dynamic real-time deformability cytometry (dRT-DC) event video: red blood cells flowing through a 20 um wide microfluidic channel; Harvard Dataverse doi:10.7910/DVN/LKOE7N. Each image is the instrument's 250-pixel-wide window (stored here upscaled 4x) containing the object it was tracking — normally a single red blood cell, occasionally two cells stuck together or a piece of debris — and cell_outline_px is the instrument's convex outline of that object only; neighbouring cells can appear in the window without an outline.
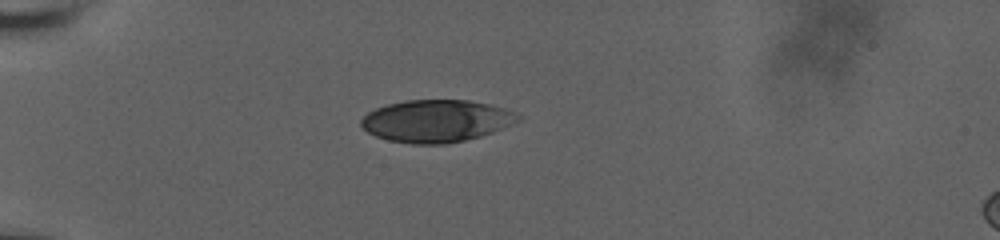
{"species": "human", "species_latin": "Homo sapiens", "temperature_condition": "room temperature", "stored_images_in_passage": 11, "camera_frame_rate_fps": 3000, "um_per_image_px": 0.085, "donor": {"sex": "male"}, "frame": {"image": 1, "passage_image": 1, "time_ms": 0.0, "image_size_px": [1000, 240], "cell_outline_px": [[520, 120], [492, 132], [480, 136], [464, 140], [444, 144], [412, 144], [388, 140], [376, 136], [368, 132], [360, 124], [360, 120], [368, 112], [376, 108], [388, 104], [404, 100], [468, 100], [488, 104], [504, 108], [520, 116]], "centroid_in_image_um": [37.05, 10.28], "position_along_channel_um": 48.0, "area_um2": 38.38}}
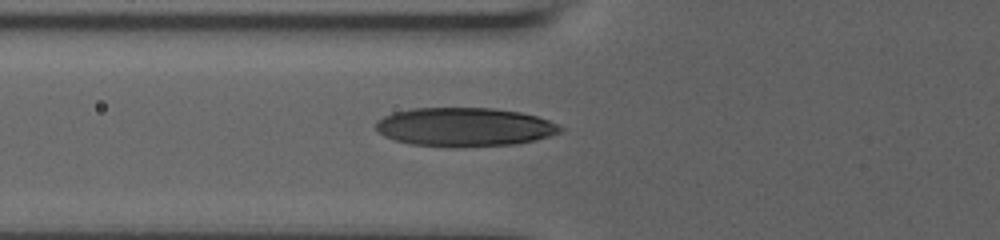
{"frame": {"image": 2, "passage_image": 9, "time_ms": 2.0, "image_size_px": [1000, 240], "cell_outline_px": [[564, 128], [560, 132], [536, 140], [512, 144], [460, 148], [448, 148], [412, 144], [396, 140], [384, 136], [376, 128], [376, 120], [392, 112], [412, 108], [492, 108], [520, 112], [536, 116], [560, 124]], "centroid_in_image_um": [39.48, 10.8], "position_along_channel_um": 86.3, "area_um2": 42.02}}